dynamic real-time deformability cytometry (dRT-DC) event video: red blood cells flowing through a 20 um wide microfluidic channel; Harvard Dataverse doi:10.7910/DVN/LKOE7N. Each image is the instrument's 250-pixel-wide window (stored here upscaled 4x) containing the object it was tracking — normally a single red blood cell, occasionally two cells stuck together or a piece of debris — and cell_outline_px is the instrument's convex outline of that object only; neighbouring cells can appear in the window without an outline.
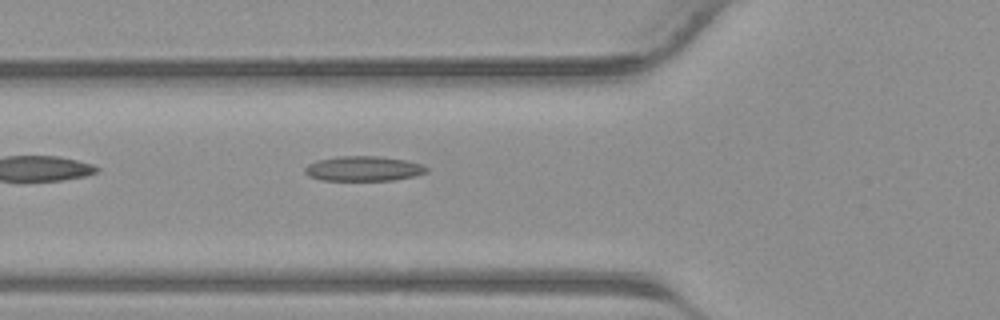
{"species": "common noctule bat (a hibernating species)", "species_latin": "Nyctalus noctula", "temperature_condition": "warm", "stored_images_in_passage": 29, "camera_frame_rate_fps": 3000, "um_per_image_px": 0.085, "animal": {"sex": "male", "body_mass_g": 23.1, "forearm_length_mm": 52.7}, "frame": {"image": 1, "passage_image": 3, "time_ms": 0.667, "image_size_px": [1000, 320], "cell_outline_px": [[428, 172], [412, 176], [392, 180], [320, 180], [308, 176], [304, 172], [304, 168], [308, 164], [316, 160], [340, 156], [380, 156], [404, 160], [424, 164], [428, 168]], "centroid_in_image_um": [30.87, 14.33], "position_along_channel_um": 94.9, "area_um2": 17.69}}
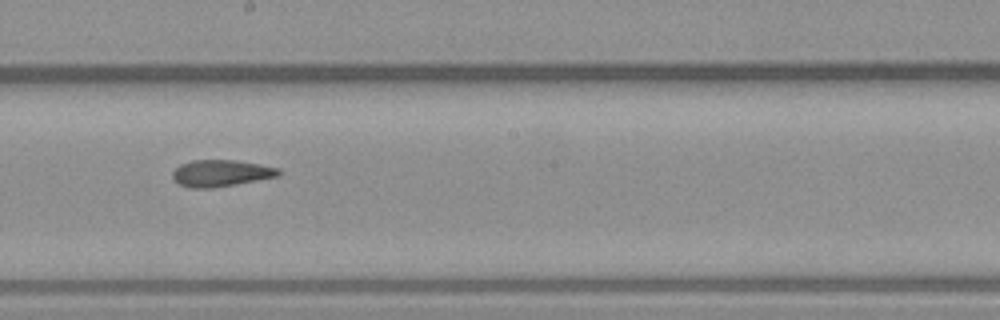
{"frame": {"image": 2, "passage_image": 11, "time_ms": 3.333, "image_size_px": [1000, 320], "cell_outline_px": [[280, 176], [236, 184], [212, 188], [188, 188], [180, 184], [172, 176], [172, 172], [180, 164], [192, 160], [236, 160], [260, 164], [280, 168]], "centroid_in_image_um": [18.8, 14.72], "position_along_channel_um": 229.4, "area_um2": 16.53}}
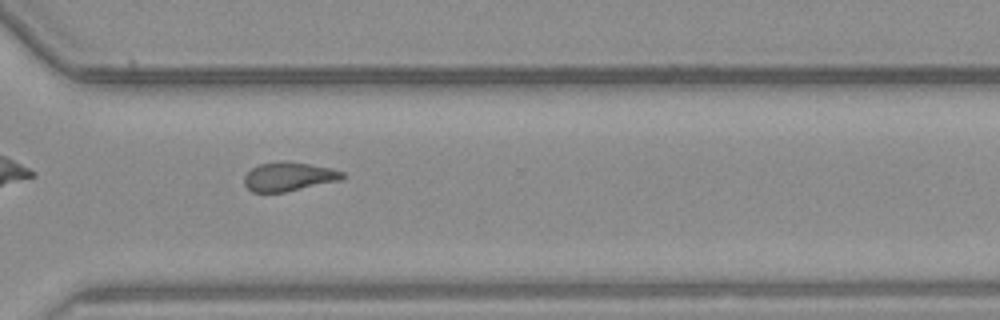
{"frame": {"image": 3, "passage_image": 18, "time_ms": 5.667, "image_size_px": [1000, 320], "cell_outline_px": [[348, 176], [340, 180], [284, 192], [252, 192], [244, 184], [244, 176], [252, 168], [260, 164], [284, 160], [288, 160], [332, 168], [344, 172]], "centroid_in_image_um": [24.57, 15.0], "position_along_channel_um": 346.0, "area_um2": 16.65}}